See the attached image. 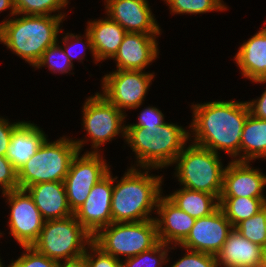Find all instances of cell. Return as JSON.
I'll use <instances>...</instances> for the list:
<instances>
[{"mask_svg":"<svg viewBox=\"0 0 266 267\" xmlns=\"http://www.w3.org/2000/svg\"><path fill=\"white\" fill-rule=\"evenodd\" d=\"M57 267H87V264L85 257L81 256L76 259L59 261Z\"/></svg>","mask_w":266,"mask_h":267,"instance_id":"40","label":"cell"},{"mask_svg":"<svg viewBox=\"0 0 266 267\" xmlns=\"http://www.w3.org/2000/svg\"><path fill=\"white\" fill-rule=\"evenodd\" d=\"M152 168L128 167L120 180L113 177L112 222H140L155 217L163 194V175L151 174Z\"/></svg>","mask_w":266,"mask_h":267,"instance_id":"2","label":"cell"},{"mask_svg":"<svg viewBox=\"0 0 266 267\" xmlns=\"http://www.w3.org/2000/svg\"><path fill=\"white\" fill-rule=\"evenodd\" d=\"M234 228L249 241L266 247V206L254 216L239 222Z\"/></svg>","mask_w":266,"mask_h":267,"instance_id":"32","label":"cell"},{"mask_svg":"<svg viewBox=\"0 0 266 267\" xmlns=\"http://www.w3.org/2000/svg\"><path fill=\"white\" fill-rule=\"evenodd\" d=\"M266 160V120L249 113L241 135V162Z\"/></svg>","mask_w":266,"mask_h":267,"instance_id":"25","label":"cell"},{"mask_svg":"<svg viewBox=\"0 0 266 267\" xmlns=\"http://www.w3.org/2000/svg\"><path fill=\"white\" fill-rule=\"evenodd\" d=\"M78 147L70 136L55 141L46 139L36 153L18 171L19 189L41 182H63Z\"/></svg>","mask_w":266,"mask_h":267,"instance_id":"6","label":"cell"},{"mask_svg":"<svg viewBox=\"0 0 266 267\" xmlns=\"http://www.w3.org/2000/svg\"><path fill=\"white\" fill-rule=\"evenodd\" d=\"M233 228L219 207L211 215L195 220L186 239L178 245L179 250L188 249L216 256Z\"/></svg>","mask_w":266,"mask_h":267,"instance_id":"13","label":"cell"},{"mask_svg":"<svg viewBox=\"0 0 266 267\" xmlns=\"http://www.w3.org/2000/svg\"><path fill=\"white\" fill-rule=\"evenodd\" d=\"M41 67H47L48 70L53 72V74H71L74 65L70 62L68 56L65 54L62 46L57 42L56 44L48 47L42 54L40 60L33 67L34 69H40Z\"/></svg>","mask_w":266,"mask_h":267,"instance_id":"30","label":"cell"},{"mask_svg":"<svg viewBox=\"0 0 266 267\" xmlns=\"http://www.w3.org/2000/svg\"><path fill=\"white\" fill-rule=\"evenodd\" d=\"M3 262L4 261L1 259V256H0V267H6ZM7 267H9V264L7 265Z\"/></svg>","mask_w":266,"mask_h":267,"instance_id":"44","label":"cell"},{"mask_svg":"<svg viewBox=\"0 0 266 267\" xmlns=\"http://www.w3.org/2000/svg\"><path fill=\"white\" fill-rule=\"evenodd\" d=\"M60 34H62L63 37L60 38L61 41H59L60 39L58 38V43L62 46L63 50L65 51V54L68 56V58H69L70 62L72 63V65L74 63L73 62L74 60H78V62L83 63L82 60L86 59L85 58L86 57V53H87L86 51L90 52V54L93 57L94 63L96 65L98 64V61L95 58L94 50H93V47H92L91 37H90L89 33L86 31V29H85V34H83V35L74 34L72 32L65 33L64 34L65 36L63 35V32L60 33ZM61 43H63V44H61ZM77 44L80 45L79 47L83 51L82 52L80 50L78 54H76L77 50L74 52V47L77 48L76 47V46H78Z\"/></svg>","mask_w":266,"mask_h":267,"instance_id":"31","label":"cell"},{"mask_svg":"<svg viewBox=\"0 0 266 267\" xmlns=\"http://www.w3.org/2000/svg\"><path fill=\"white\" fill-rule=\"evenodd\" d=\"M252 83L264 84L266 78L253 81ZM249 107L250 114L256 118L266 120V88L260 97L246 101Z\"/></svg>","mask_w":266,"mask_h":267,"instance_id":"39","label":"cell"},{"mask_svg":"<svg viewBox=\"0 0 266 267\" xmlns=\"http://www.w3.org/2000/svg\"><path fill=\"white\" fill-rule=\"evenodd\" d=\"M177 207L198 219L215 212L219 207V199L205 192L180 187L169 195H166Z\"/></svg>","mask_w":266,"mask_h":267,"instance_id":"24","label":"cell"},{"mask_svg":"<svg viewBox=\"0 0 266 267\" xmlns=\"http://www.w3.org/2000/svg\"><path fill=\"white\" fill-rule=\"evenodd\" d=\"M190 107V141L217 154L223 151L231 161H241V135L250 113L247 102L215 100Z\"/></svg>","mask_w":266,"mask_h":267,"instance_id":"1","label":"cell"},{"mask_svg":"<svg viewBox=\"0 0 266 267\" xmlns=\"http://www.w3.org/2000/svg\"><path fill=\"white\" fill-rule=\"evenodd\" d=\"M154 218L160 242L166 245H180L190 233L195 218L177 207L166 195L158 199Z\"/></svg>","mask_w":266,"mask_h":267,"instance_id":"18","label":"cell"},{"mask_svg":"<svg viewBox=\"0 0 266 267\" xmlns=\"http://www.w3.org/2000/svg\"><path fill=\"white\" fill-rule=\"evenodd\" d=\"M220 154L195 145L185 146L173 162L174 178L181 187L221 196L225 167Z\"/></svg>","mask_w":266,"mask_h":267,"instance_id":"5","label":"cell"},{"mask_svg":"<svg viewBox=\"0 0 266 267\" xmlns=\"http://www.w3.org/2000/svg\"><path fill=\"white\" fill-rule=\"evenodd\" d=\"M10 208L9 233L22 246H32L39 238L45 220L26 190H12L1 195Z\"/></svg>","mask_w":266,"mask_h":267,"instance_id":"12","label":"cell"},{"mask_svg":"<svg viewBox=\"0 0 266 267\" xmlns=\"http://www.w3.org/2000/svg\"><path fill=\"white\" fill-rule=\"evenodd\" d=\"M33 198L45 221L73 215L63 182H41L25 189Z\"/></svg>","mask_w":266,"mask_h":267,"instance_id":"20","label":"cell"},{"mask_svg":"<svg viewBox=\"0 0 266 267\" xmlns=\"http://www.w3.org/2000/svg\"><path fill=\"white\" fill-rule=\"evenodd\" d=\"M0 189L2 195L19 189L18 171L5 156H0Z\"/></svg>","mask_w":266,"mask_h":267,"instance_id":"36","label":"cell"},{"mask_svg":"<svg viewBox=\"0 0 266 267\" xmlns=\"http://www.w3.org/2000/svg\"><path fill=\"white\" fill-rule=\"evenodd\" d=\"M92 242L93 236L73 214L63 219L45 221L32 247L59 262L83 256Z\"/></svg>","mask_w":266,"mask_h":267,"instance_id":"8","label":"cell"},{"mask_svg":"<svg viewBox=\"0 0 266 267\" xmlns=\"http://www.w3.org/2000/svg\"><path fill=\"white\" fill-rule=\"evenodd\" d=\"M169 6L173 15L206 14L209 12L227 11L229 7L223 0H162Z\"/></svg>","mask_w":266,"mask_h":267,"instance_id":"29","label":"cell"},{"mask_svg":"<svg viewBox=\"0 0 266 267\" xmlns=\"http://www.w3.org/2000/svg\"><path fill=\"white\" fill-rule=\"evenodd\" d=\"M188 128L172 122L149 128L126 127L124 143L134 152L136 160L130 167L161 171L172 167L177 156L190 142Z\"/></svg>","mask_w":266,"mask_h":267,"instance_id":"4","label":"cell"},{"mask_svg":"<svg viewBox=\"0 0 266 267\" xmlns=\"http://www.w3.org/2000/svg\"><path fill=\"white\" fill-rule=\"evenodd\" d=\"M103 155L102 152L81 154L78 151L71 161L63 183L68 204L73 213L86 201L94 185L109 173L111 165L106 162Z\"/></svg>","mask_w":266,"mask_h":267,"instance_id":"11","label":"cell"},{"mask_svg":"<svg viewBox=\"0 0 266 267\" xmlns=\"http://www.w3.org/2000/svg\"><path fill=\"white\" fill-rule=\"evenodd\" d=\"M105 15L126 32L161 34L148 0H104Z\"/></svg>","mask_w":266,"mask_h":267,"instance_id":"14","label":"cell"},{"mask_svg":"<svg viewBox=\"0 0 266 267\" xmlns=\"http://www.w3.org/2000/svg\"><path fill=\"white\" fill-rule=\"evenodd\" d=\"M154 79V72L113 69L102 76L100 93L127 115L126 110L142 106Z\"/></svg>","mask_w":266,"mask_h":267,"instance_id":"10","label":"cell"},{"mask_svg":"<svg viewBox=\"0 0 266 267\" xmlns=\"http://www.w3.org/2000/svg\"><path fill=\"white\" fill-rule=\"evenodd\" d=\"M177 247L159 241L153 248L121 261V267H163L170 262L169 252Z\"/></svg>","mask_w":266,"mask_h":267,"instance_id":"28","label":"cell"},{"mask_svg":"<svg viewBox=\"0 0 266 267\" xmlns=\"http://www.w3.org/2000/svg\"><path fill=\"white\" fill-rule=\"evenodd\" d=\"M93 242L105 253L123 261L153 248L159 242L156 222L154 219L112 222L93 237Z\"/></svg>","mask_w":266,"mask_h":267,"instance_id":"9","label":"cell"},{"mask_svg":"<svg viewBox=\"0 0 266 267\" xmlns=\"http://www.w3.org/2000/svg\"><path fill=\"white\" fill-rule=\"evenodd\" d=\"M233 61L243 78L251 82L266 78V26L239 46Z\"/></svg>","mask_w":266,"mask_h":267,"instance_id":"22","label":"cell"},{"mask_svg":"<svg viewBox=\"0 0 266 267\" xmlns=\"http://www.w3.org/2000/svg\"><path fill=\"white\" fill-rule=\"evenodd\" d=\"M127 115L111 104L100 92L86 97L82 106V126L86 138L74 139L78 151L91 142V151L101 153V146L121 136L125 140ZM88 137V138H87ZM82 150V151H81Z\"/></svg>","mask_w":266,"mask_h":267,"instance_id":"7","label":"cell"},{"mask_svg":"<svg viewBox=\"0 0 266 267\" xmlns=\"http://www.w3.org/2000/svg\"><path fill=\"white\" fill-rule=\"evenodd\" d=\"M63 21L59 16L16 13L0 22V43L34 67L43 52L58 42Z\"/></svg>","mask_w":266,"mask_h":267,"instance_id":"3","label":"cell"},{"mask_svg":"<svg viewBox=\"0 0 266 267\" xmlns=\"http://www.w3.org/2000/svg\"><path fill=\"white\" fill-rule=\"evenodd\" d=\"M23 252L16 260H11L9 267H57L58 261L39 253L32 246H22Z\"/></svg>","mask_w":266,"mask_h":267,"instance_id":"33","label":"cell"},{"mask_svg":"<svg viewBox=\"0 0 266 267\" xmlns=\"http://www.w3.org/2000/svg\"><path fill=\"white\" fill-rule=\"evenodd\" d=\"M86 24L98 63L112 59L127 33L126 30L107 15L104 18L88 20Z\"/></svg>","mask_w":266,"mask_h":267,"instance_id":"23","label":"cell"},{"mask_svg":"<svg viewBox=\"0 0 266 267\" xmlns=\"http://www.w3.org/2000/svg\"><path fill=\"white\" fill-rule=\"evenodd\" d=\"M164 114L162 110L158 109L155 106H146L143 110L140 111L139 115L137 116V123H131L126 125V127H144L149 128L152 126H159L165 122Z\"/></svg>","mask_w":266,"mask_h":267,"instance_id":"37","label":"cell"},{"mask_svg":"<svg viewBox=\"0 0 266 267\" xmlns=\"http://www.w3.org/2000/svg\"><path fill=\"white\" fill-rule=\"evenodd\" d=\"M184 250L186 251L185 254L168 267H218L214 255L188 249Z\"/></svg>","mask_w":266,"mask_h":267,"instance_id":"34","label":"cell"},{"mask_svg":"<svg viewBox=\"0 0 266 267\" xmlns=\"http://www.w3.org/2000/svg\"><path fill=\"white\" fill-rule=\"evenodd\" d=\"M162 34L127 32L117 53L111 59L115 61V70L145 71L159 58L158 37Z\"/></svg>","mask_w":266,"mask_h":267,"instance_id":"16","label":"cell"},{"mask_svg":"<svg viewBox=\"0 0 266 267\" xmlns=\"http://www.w3.org/2000/svg\"><path fill=\"white\" fill-rule=\"evenodd\" d=\"M263 262L266 264V247H263Z\"/></svg>","mask_w":266,"mask_h":267,"instance_id":"42","label":"cell"},{"mask_svg":"<svg viewBox=\"0 0 266 267\" xmlns=\"http://www.w3.org/2000/svg\"><path fill=\"white\" fill-rule=\"evenodd\" d=\"M252 267H266V264L264 262L258 263Z\"/></svg>","mask_w":266,"mask_h":267,"instance_id":"43","label":"cell"},{"mask_svg":"<svg viewBox=\"0 0 266 267\" xmlns=\"http://www.w3.org/2000/svg\"><path fill=\"white\" fill-rule=\"evenodd\" d=\"M215 257L218 267H252L263 262V247L233 228Z\"/></svg>","mask_w":266,"mask_h":267,"instance_id":"21","label":"cell"},{"mask_svg":"<svg viewBox=\"0 0 266 267\" xmlns=\"http://www.w3.org/2000/svg\"><path fill=\"white\" fill-rule=\"evenodd\" d=\"M70 5L69 0H14L16 13L25 15L59 16L66 18L62 12Z\"/></svg>","mask_w":266,"mask_h":267,"instance_id":"27","label":"cell"},{"mask_svg":"<svg viewBox=\"0 0 266 267\" xmlns=\"http://www.w3.org/2000/svg\"><path fill=\"white\" fill-rule=\"evenodd\" d=\"M8 9L10 10V15L8 14L6 17L10 16L12 18L13 16H15L16 11L14 7V0H0V13Z\"/></svg>","mask_w":266,"mask_h":267,"instance_id":"41","label":"cell"},{"mask_svg":"<svg viewBox=\"0 0 266 267\" xmlns=\"http://www.w3.org/2000/svg\"><path fill=\"white\" fill-rule=\"evenodd\" d=\"M219 205L226 218L235 227L242 220L248 219L266 206V198H219Z\"/></svg>","mask_w":266,"mask_h":267,"instance_id":"26","label":"cell"},{"mask_svg":"<svg viewBox=\"0 0 266 267\" xmlns=\"http://www.w3.org/2000/svg\"><path fill=\"white\" fill-rule=\"evenodd\" d=\"M83 256L87 267H121L120 260L105 253L94 242L88 246Z\"/></svg>","mask_w":266,"mask_h":267,"instance_id":"35","label":"cell"},{"mask_svg":"<svg viewBox=\"0 0 266 267\" xmlns=\"http://www.w3.org/2000/svg\"><path fill=\"white\" fill-rule=\"evenodd\" d=\"M228 162L223 174L220 198H266L264 195L266 175L262 170L254 169L251 162L231 160Z\"/></svg>","mask_w":266,"mask_h":267,"instance_id":"17","label":"cell"},{"mask_svg":"<svg viewBox=\"0 0 266 267\" xmlns=\"http://www.w3.org/2000/svg\"><path fill=\"white\" fill-rule=\"evenodd\" d=\"M47 138L40 126L21 120L13 130L5 157L19 171Z\"/></svg>","mask_w":266,"mask_h":267,"instance_id":"19","label":"cell"},{"mask_svg":"<svg viewBox=\"0 0 266 267\" xmlns=\"http://www.w3.org/2000/svg\"><path fill=\"white\" fill-rule=\"evenodd\" d=\"M20 122H10L8 118L0 115V156H6L13 130Z\"/></svg>","mask_w":266,"mask_h":267,"instance_id":"38","label":"cell"},{"mask_svg":"<svg viewBox=\"0 0 266 267\" xmlns=\"http://www.w3.org/2000/svg\"><path fill=\"white\" fill-rule=\"evenodd\" d=\"M109 173L91 189L86 201L74 212L76 219L94 237L112 223L113 174Z\"/></svg>","mask_w":266,"mask_h":267,"instance_id":"15","label":"cell"}]
</instances>
